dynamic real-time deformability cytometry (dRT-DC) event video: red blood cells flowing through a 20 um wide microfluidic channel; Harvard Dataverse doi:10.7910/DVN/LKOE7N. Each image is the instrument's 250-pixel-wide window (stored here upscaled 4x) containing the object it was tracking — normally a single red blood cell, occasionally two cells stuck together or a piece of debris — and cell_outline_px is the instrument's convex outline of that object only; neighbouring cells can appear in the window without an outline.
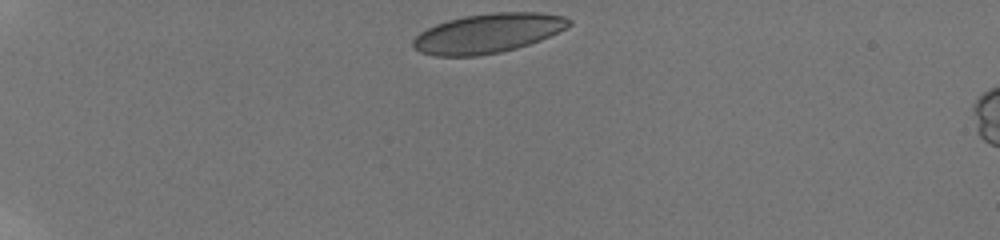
{"species": "human", "species_latin": "Homo sapiens", "temperature_condition": "room temperature", "stored_images_in_passage": 25, "camera_frame_rate_fps": 3000, "um_per_image_px": 0.085, "donor": {"sex": "male"}, "frame": {"image": 1, "passage_image": 1, "time_ms": 0.0, "image_size_px": [1000, 240], "cell_outline_px": [[572, 24], [540, 40], [516, 48], [500, 52], [480, 56], [436, 56], [420, 52], [412, 44], [412, 40], [420, 32], [436, 24], [448, 20], [464, 16], [492, 12], [536, 12], [564, 16], [572, 20]], "centroid_in_image_um": [41.45, 2.82], "position_along_channel_um": 43.5, "area_um2": 35.6}}
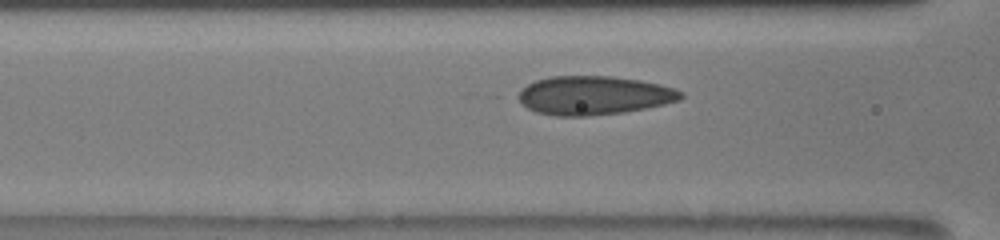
{"frame": {"image": 2, "passage_image": 16, "time_ms": 3.667, "image_size_px": [1000, 240], "cell_outline_px": [[684, 96], [680, 100], [648, 108], [624, 112], [588, 116], [556, 116], [536, 112], [528, 108], [520, 100], [520, 92], [528, 84], [536, 80], [552, 76], [612, 76], [640, 80], [660, 84], [676, 88], [684, 92]], "centroid_in_image_um": [50.55, 8.11], "position_along_channel_um": 116.0, "area_um2": 36.7}}
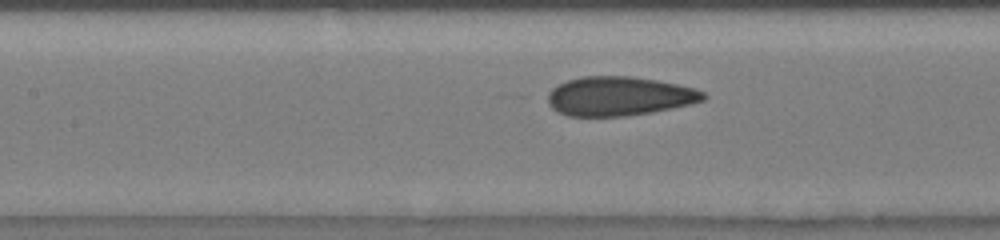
{"frame": {"image": 3, "passage_image": 22, "time_ms": 4.667, "image_size_px": [1000, 240], "cell_outline_px": [[708, 96], [704, 100], [672, 108], [652, 112], [624, 116], [568, 116], [552, 108], [548, 104], [548, 92], [552, 88], [568, 80], [584, 76], [632, 76], [656, 80], [696, 88], [704, 92]], "centroid_in_image_um": [52.64, 8.17], "position_along_channel_um": 154.8, "area_um2": 35.37}}